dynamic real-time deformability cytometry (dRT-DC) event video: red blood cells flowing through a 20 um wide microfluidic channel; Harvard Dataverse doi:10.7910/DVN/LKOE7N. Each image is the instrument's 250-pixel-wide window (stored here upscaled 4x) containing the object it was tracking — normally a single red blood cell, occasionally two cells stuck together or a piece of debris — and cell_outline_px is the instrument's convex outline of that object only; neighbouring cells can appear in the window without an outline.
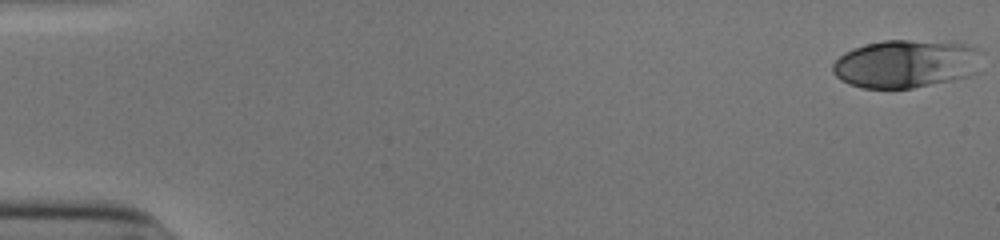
{"species": "human", "species_latin": "Homo sapiens", "temperature_condition": "cold", "stored_images_in_passage": 53, "camera_frame_rate_fps": 3000, "um_per_image_px": 0.085, "donor": {"sex": "male"}, "frame": {"image": 1, "passage_image": 1, "time_ms": 0.0, "image_size_px": [1000, 240], "cell_outline_px": [[984, 52], [976, 72], [972, 76], [912, 88], [864, 88], [848, 84], [840, 80], [832, 72], [832, 64], [844, 52], [852, 48], [884, 40], [908, 40], [968, 44], [984, 48]], "centroid_in_image_um": [77.06, 5.42], "position_along_channel_um": 7.9, "area_um2": 42.31}}
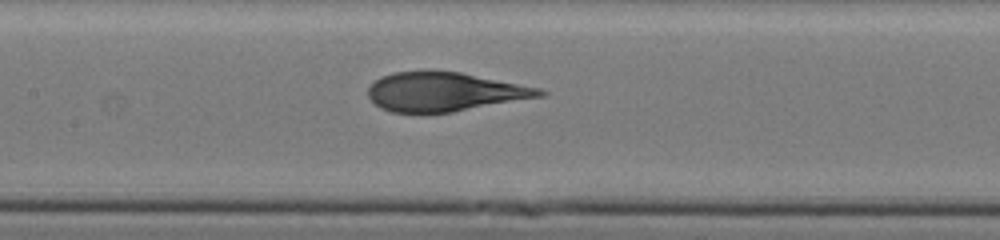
{"frame": {"image": 2, "passage_image": 26, "time_ms": 8.333, "image_size_px": [1000, 240], "cell_outline_px": [[548, 92], [544, 96], [452, 112], [392, 112], [380, 108], [368, 96], [368, 88], [380, 76], [392, 72], [428, 68], [432, 68], [460, 72], [540, 88]], "centroid_in_image_um": [37.76, 7.76], "position_along_channel_um": 169.6, "area_um2": 39.48}}
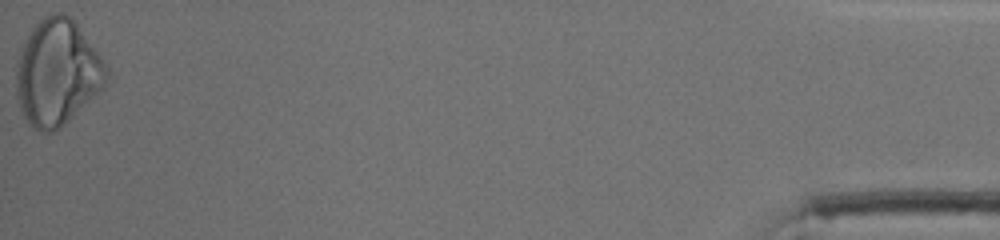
{"frame": {"image": 3, "passage_image": 53, "time_ms": 17.333, "image_size_px": [1000, 240], "cell_outline_px": [[108, 80], [64, 124], [52, 132], [40, 132], [32, 128], [24, 116], [20, 108], [16, 96], [16, 64], [20, 48], [32, 28], [44, 16], [52, 12], [64, 12], [76, 24], [100, 56], [108, 68]], "centroid_in_image_um": [4.81, 6.16], "position_along_channel_um": 430.4, "area_um2": 54.97}, "authors_computed_cell_mechanics": {"area_um2": 40.6912, "velocity_mm_per_s": 3.9031, "shape_relaxation_time_tau1_ms": 6.2912, "shape_relaxation_time_tau2_ms": 0.9499, "deformation_change_tau1": 0.2291, "deformation_change_tau2": 0.0597}}